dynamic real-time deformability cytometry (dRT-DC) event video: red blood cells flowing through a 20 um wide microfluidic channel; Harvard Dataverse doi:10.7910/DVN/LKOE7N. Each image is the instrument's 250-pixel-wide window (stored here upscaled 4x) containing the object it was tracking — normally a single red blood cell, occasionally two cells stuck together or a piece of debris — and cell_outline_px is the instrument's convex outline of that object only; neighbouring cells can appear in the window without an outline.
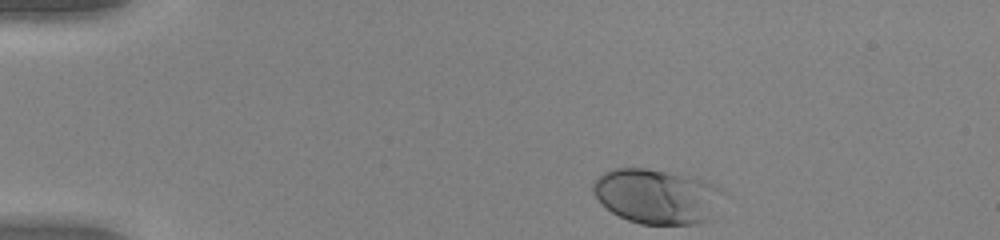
{"species": "human", "species_latin": "Homo sapiens", "temperature_condition": "warm", "stored_images_in_passage": 38, "camera_frame_rate_fps": 3000, "um_per_image_px": 0.085, "donor": {"sex": "female"}, "frame": {"image": 1, "passage_image": 1, "time_ms": 0.0, "image_size_px": [1000, 240], "cell_outline_px": [[724, 192], [708, 220], [696, 224], [640, 224], [628, 220], [612, 212], [596, 196], [592, 188], [592, 184], [604, 172], [616, 168], [644, 168], [680, 172], [708, 180], [724, 188]], "centroid_in_image_um": [55.89, 16.65], "position_along_channel_um": 29.1, "area_um2": 41.79}}
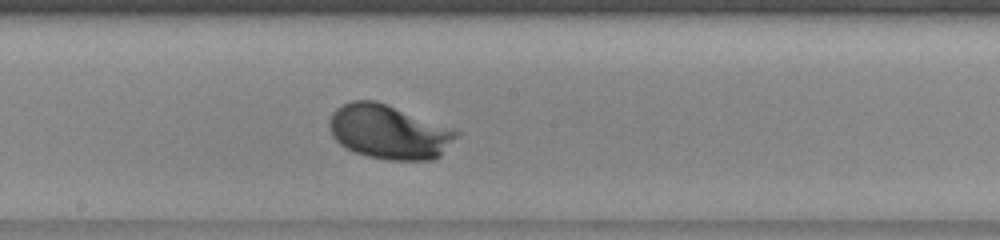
{"frame": {"image": 2, "passage_image": 21, "time_ms": 6.667, "image_size_px": [1000, 240], "cell_outline_px": [[460, 132], [440, 156], [432, 160], [388, 160], [368, 156], [356, 152], [340, 144], [332, 136], [332, 112], [336, 108], [352, 100], [376, 100], [456, 128]], "centroid_in_image_um": [33.12, 11.2], "position_along_channel_um": 215.1, "area_um2": 40.0}}
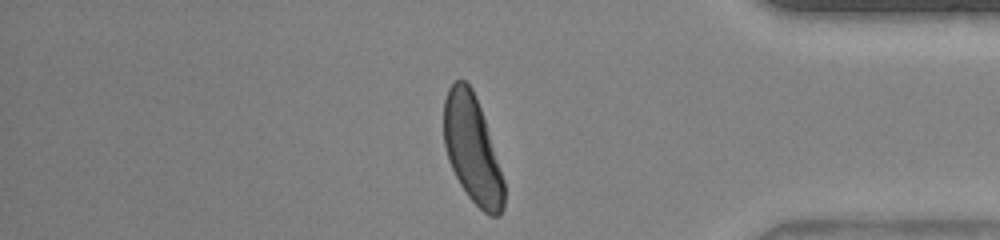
{"frame": {"image": 3, "passage_image": 36, "time_ms": 11.667, "image_size_px": [1000, 240], "cell_outline_px": [[504, 208], [500, 216], [488, 216], [468, 196], [460, 184], [448, 160], [444, 144], [444, 100], [448, 88], [456, 80], [464, 80], [472, 88], [480, 108], [504, 180]], "centroid_in_image_um": [40.13, 12.71], "position_along_channel_um": 395.1, "area_um2": 37.22}, "authors_computed_cell_mechanics": {"area_um2": 37.1076, "velocity_mm_per_s": 4.0039, "shape_relaxation_time_tau1_ms": 1.4448, "shape_relaxation_time_tau2_ms": null, "deformation_change_tau1": 0.1443, "deformation_change_tau2": null}}